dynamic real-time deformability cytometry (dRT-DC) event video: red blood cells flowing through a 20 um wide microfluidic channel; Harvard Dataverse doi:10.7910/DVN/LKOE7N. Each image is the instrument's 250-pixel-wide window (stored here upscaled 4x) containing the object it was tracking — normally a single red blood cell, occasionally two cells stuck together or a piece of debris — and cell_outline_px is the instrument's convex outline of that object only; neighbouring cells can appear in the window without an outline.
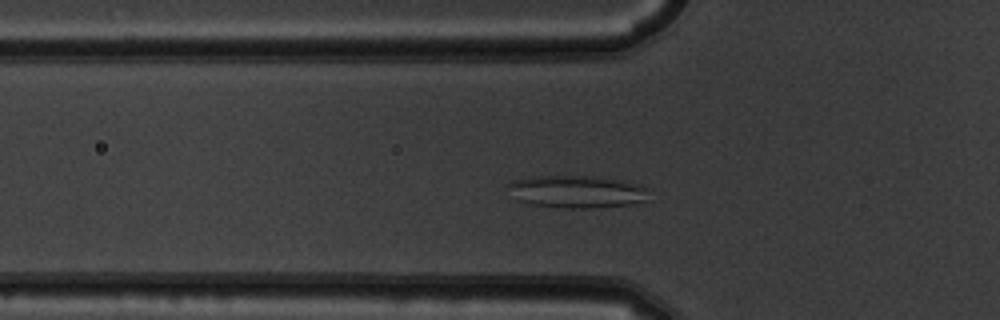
{"species": "common noctule bat (a hibernating species)", "species_latin": "Nyctalus noctula", "temperature_condition": "warm", "stored_images_in_passage": 46, "camera_frame_rate_fps": 3000, "um_per_image_px": 0.085, "animal": {"sex": "male", "body_mass_g": 19.5, "forearm_length_mm": 54.6}, "frame": {"image": 1, "passage_image": 10, "time_ms": 3.0, "image_size_px": [1000, 320], "cell_outline_px": [[648, 200], [632, 204], [588, 208], [564, 208], [536, 204], [516, 200], [504, 184], [512, 180], [536, 176], [588, 176], [612, 180], [632, 184], [648, 188]], "centroid_in_image_um": [48.95, 16.3], "position_along_channel_um": 76.9, "area_um2": 26.24}}
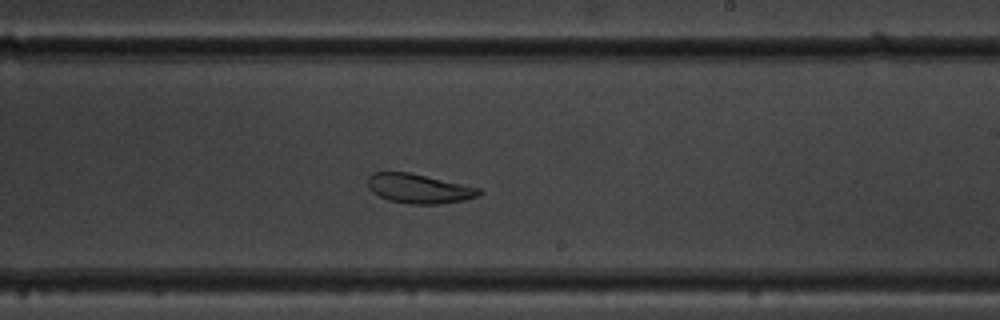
{"frame": {"image": 2, "passage_image": 24, "time_ms": 7.667, "image_size_px": [1000, 320], "cell_outline_px": [[480, 192], [476, 196], [464, 200], [436, 204], [408, 204], [388, 200], [372, 192], [368, 188], [368, 176], [372, 172], [408, 172], [480, 188]], "centroid_in_image_um": [35.54, 16.03], "position_along_channel_um": 253.5, "area_um2": 18.84}}
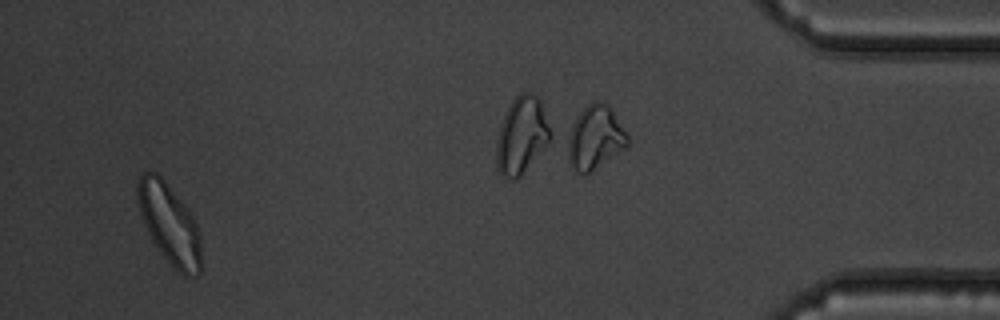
{"frame": {"image": 3, "passage_image": 43, "time_ms": 14.0, "image_size_px": [1000, 320], "cell_outline_px": [[200, 272], [196, 276], [184, 276], [172, 268], [160, 252], [152, 240], [144, 224], [136, 200], [136, 184], [140, 176], [144, 172], [156, 172], [168, 184], [184, 204], [192, 216], [200, 232]], "centroid_in_image_um": [14.38, 19.04], "position_along_channel_um": 420.8, "area_um2": 29.77}, "authors_computed_cell_mechanics": {"area_um2": 24.6806, "velocity_mm_per_s": 3.7887, "shape_relaxation_time_tau1_ms": 10.9399, "shape_relaxation_time_tau2_ms": 3.708, "deformation_change_tau1": 0.1765, "deformation_change_tau2": 0.1019}}